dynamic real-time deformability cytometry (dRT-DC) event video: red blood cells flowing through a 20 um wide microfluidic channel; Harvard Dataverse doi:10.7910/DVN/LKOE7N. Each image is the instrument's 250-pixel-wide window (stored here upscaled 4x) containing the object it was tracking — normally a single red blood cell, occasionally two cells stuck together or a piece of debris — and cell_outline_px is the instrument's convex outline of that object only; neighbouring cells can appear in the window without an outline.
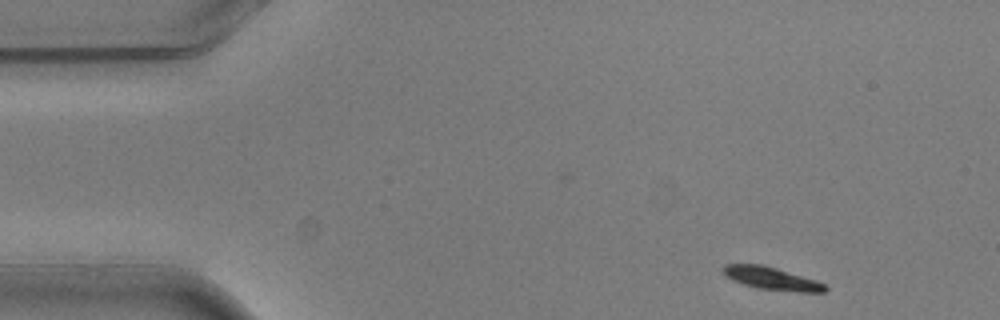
{"species": "common noctule bat (a hibernating species)", "species_latin": "Nyctalus noctula", "temperature_condition": "warm", "stored_images_in_passage": 4, "camera_frame_rate_fps": 3000, "um_per_image_px": 0.085, "animal": {"sex": "male", "body_mass_g": 20.5, "forearm_length_mm": 52.5}, "frame": {"image": 1, "passage_image": 1, "time_ms": 0.0, "image_size_px": [1000, 320], "cell_outline_px": [[828, 288], [824, 292], [800, 292], [756, 288], [732, 280], [724, 276], [720, 268], [724, 264], [760, 264], [776, 268], [816, 280], [824, 284]], "centroid_in_image_um": [65.53, 23.66], "position_along_channel_um": 19.5, "area_um2": 13.53}}
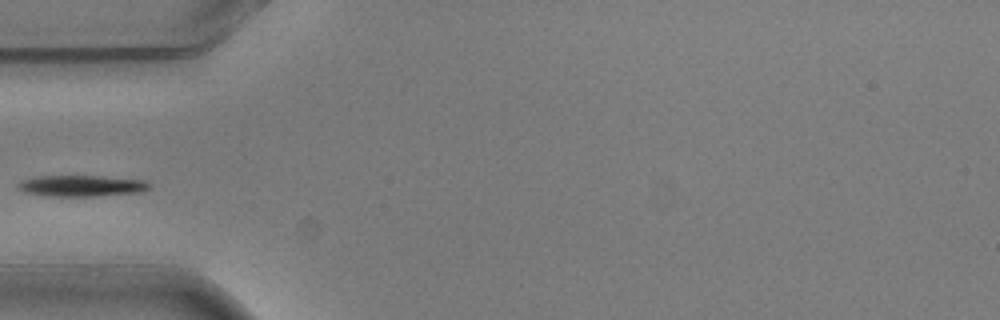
{"frame": {"image": 2, "passage_image": 4, "time_ms": 1.0, "image_size_px": [1000, 320], "cell_outline_px": [[152, 188], [140, 192], [96, 196], [52, 196], [24, 192], [16, 188], [16, 184], [20, 180], [36, 176], [100, 176], [144, 180], [152, 184]], "centroid_in_image_um": [6.92, 15.79], "position_along_channel_um": 78.1, "area_um2": 16.36}}